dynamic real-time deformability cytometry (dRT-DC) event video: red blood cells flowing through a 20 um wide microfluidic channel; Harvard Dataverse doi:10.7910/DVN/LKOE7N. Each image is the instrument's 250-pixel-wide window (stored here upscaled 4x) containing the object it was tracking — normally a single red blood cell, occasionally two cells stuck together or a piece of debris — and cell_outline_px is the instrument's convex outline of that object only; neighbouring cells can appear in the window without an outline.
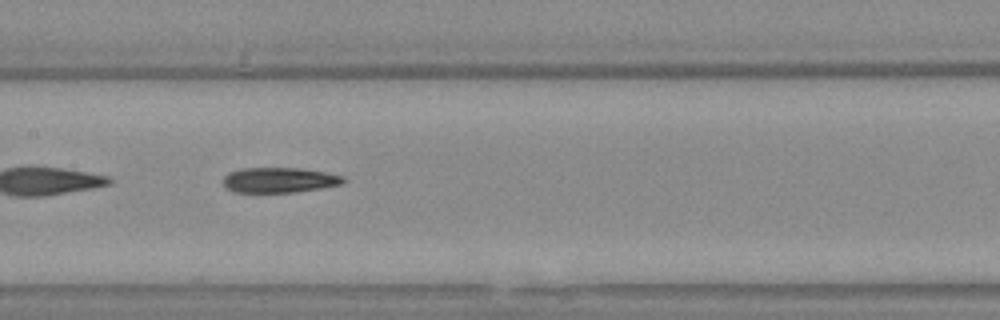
{"species": "Egyptian fruit bat (a non-hibernating species)", "species_latin": "Rousettus aegyptiacus", "temperature_condition": "warm", "stored_images_in_passage": 36, "camera_frame_rate_fps": 3000, "um_per_image_px": 0.085, "animal": {"sex": "female"}, "frame": {"image": 1, "passage_image": 11, "time_ms": 3.333, "image_size_px": [1000, 320], "cell_outline_px": [[344, 180], [340, 184], [320, 188], [292, 192], [236, 192], [228, 188], [224, 184], [224, 176], [228, 172], [240, 168], [300, 168], [324, 172], [344, 176]], "centroid_in_image_um": [23.71, 15.29], "position_along_channel_um": 183.7, "area_um2": 17.4}}
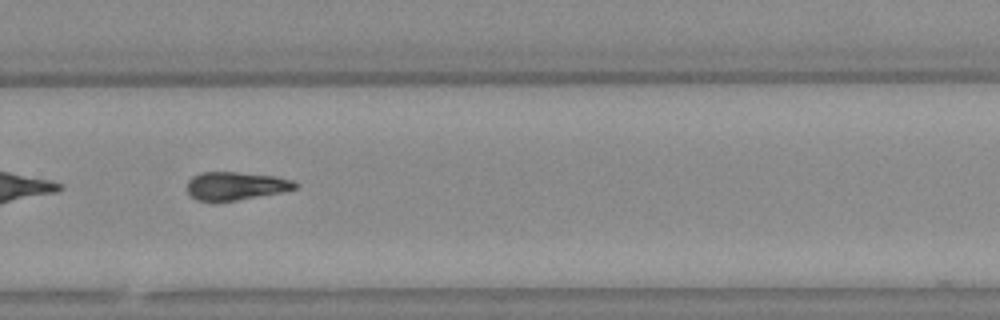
{"frame": {"image": 2, "passage_image": 21, "time_ms": 6.667, "image_size_px": [1000, 320], "cell_outline_px": [[300, 184], [296, 188], [280, 192], [236, 200], [196, 200], [188, 192], [188, 180], [192, 176], [200, 172], [236, 172], [276, 176], [292, 180]], "centroid_in_image_um": [20.05, 15.78], "position_along_channel_um": 309.8, "area_um2": 17.46}}